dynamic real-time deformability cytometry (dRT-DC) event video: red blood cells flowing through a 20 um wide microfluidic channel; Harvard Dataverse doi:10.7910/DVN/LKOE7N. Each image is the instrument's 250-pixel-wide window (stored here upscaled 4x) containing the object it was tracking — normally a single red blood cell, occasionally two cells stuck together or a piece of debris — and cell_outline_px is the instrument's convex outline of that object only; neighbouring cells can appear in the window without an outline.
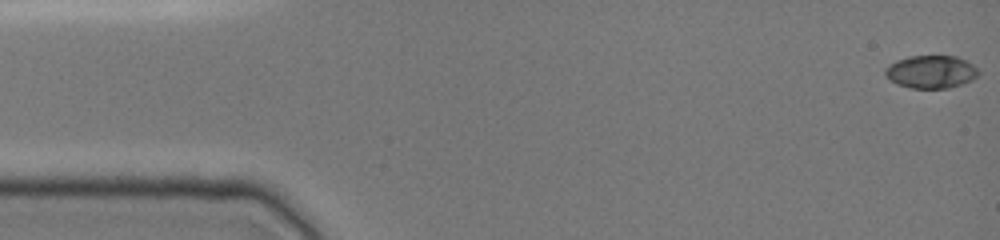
{"species": "common noctule bat (a hibernating species)", "species_latin": "Nyctalus noctula", "temperature_condition": "cold", "stored_images_in_passage": 48, "camera_frame_rate_fps": 3000, "um_per_image_px": 0.085, "animal": {"sex": "female", "body_mass_g": 19.0, "forearm_length_mm": 51.5}, "frame": {"image": 1, "passage_image": 1, "time_ms": 0.0, "image_size_px": [1000, 240], "cell_outline_px": [[980, 72], [972, 80], [964, 84], [948, 88], [912, 88], [896, 84], [884, 76], [884, 68], [896, 60], [908, 56], [956, 56], [968, 60]], "centroid_in_image_um": [79.12, 6.1], "position_along_channel_um": 5.9, "area_um2": 18.09}}
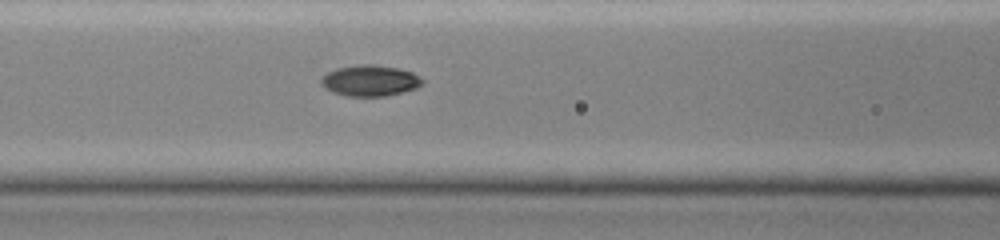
{"frame": {"image": 2, "passage_image": 20, "time_ms": 6.333, "image_size_px": [1000, 240], "cell_outline_px": [[424, 84], [416, 88], [384, 96], [348, 96], [332, 92], [324, 88], [320, 84], [320, 80], [328, 72], [336, 68], [360, 64], [372, 64], [400, 68], [412, 72], [420, 76], [424, 80]], "centroid_in_image_um": [31.46, 6.84], "position_along_channel_um": 135.1, "area_um2": 18.38}}
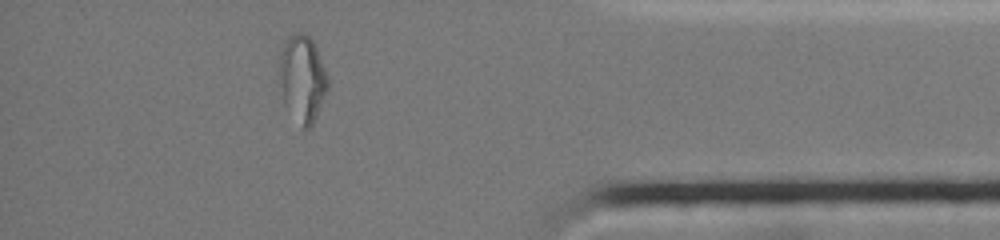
{"frame": {"image": 3, "passage_image": 42, "time_ms": 13.667, "image_size_px": [1000, 240], "cell_outline_px": [[328, 92], [312, 124], [308, 128], [300, 128], [284, 104], [280, 72], [280, 56], [284, 44], [288, 36], [292, 32], [304, 32], [312, 40], [316, 48], [328, 76]], "centroid_in_image_um": [25.72, 6.69], "position_along_channel_um": 409.5, "area_um2": 24.39}, "authors_computed_cell_mechanics": {"area_um2": 17.9469, "velocity_mm_per_s": 4.0138, "shape_relaxation_time_tau1_ms": null, "shape_relaxation_time_tau2_ms": 2.0765, "deformation_change_tau1": null, "deformation_change_tau2": 0.0351}}